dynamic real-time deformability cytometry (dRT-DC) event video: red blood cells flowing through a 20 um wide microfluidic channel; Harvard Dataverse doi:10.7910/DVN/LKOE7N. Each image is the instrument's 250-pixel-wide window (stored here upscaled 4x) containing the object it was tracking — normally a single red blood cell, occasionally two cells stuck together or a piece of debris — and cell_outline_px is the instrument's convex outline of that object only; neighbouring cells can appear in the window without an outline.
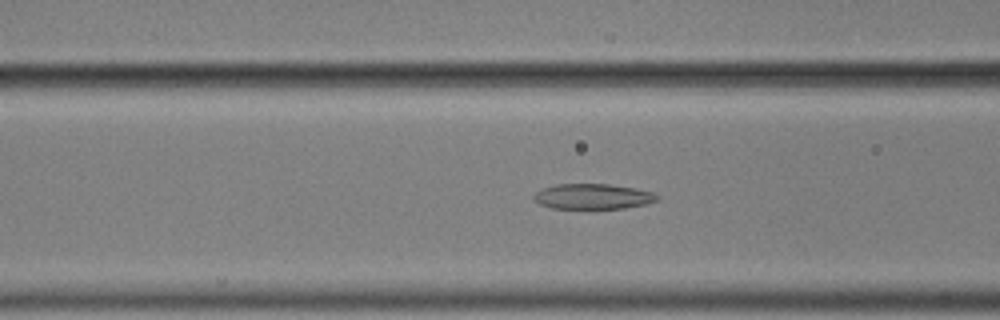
{"species": "common noctule bat (a hibernating species)", "species_latin": "Nyctalus noctula", "temperature_condition": "cold", "stored_images_in_passage": 56, "camera_frame_rate_fps": 3000, "um_per_image_px": 0.085, "animal": {"sex": "male", "body_mass_g": 17.9}, "frame": {"image": 1, "passage_image": 22, "time_ms": 7.0, "image_size_px": [1000, 320], "cell_outline_px": [[660, 200], [644, 204], [624, 208], [552, 208], [540, 204], [532, 196], [540, 188], [556, 184], [608, 184], [636, 188], [652, 192], [660, 196]], "centroid_in_image_um": [50.4, 16.69], "position_along_channel_um": 116.2, "area_um2": 18.21}}
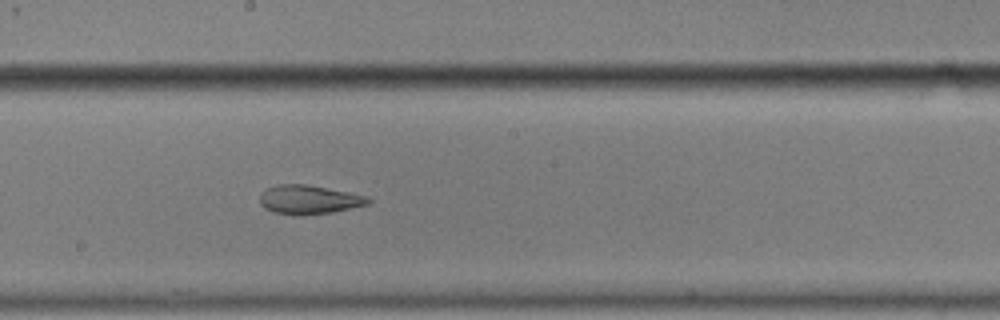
{"frame": {"image": 2, "passage_image": 31, "time_ms": 10.0, "image_size_px": [1000, 320], "cell_outline_px": [[372, 200], [368, 204], [332, 212], [304, 216], [272, 212], [264, 208], [260, 204], [260, 192], [264, 188], [276, 184], [304, 184], [348, 192], [368, 196]], "centroid_in_image_um": [26.21, 16.97], "position_along_channel_um": 222.0, "area_um2": 18.44}}
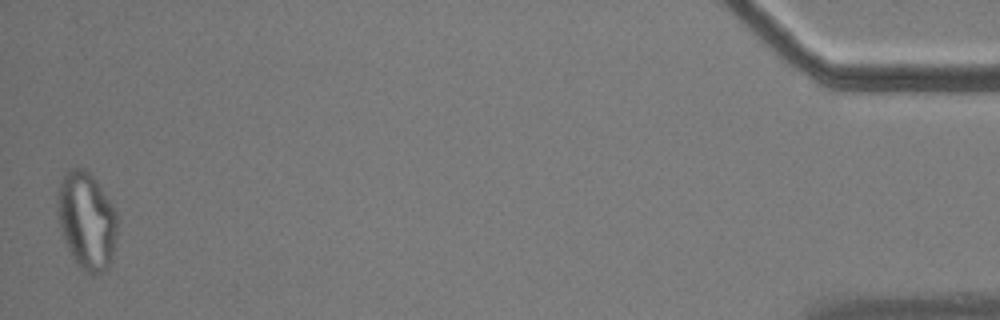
{"frame": {"image": 3, "passage_image": 56, "time_ms": 18.333, "image_size_px": [1000, 320], "cell_outline_px": [[116, 236], [112, 260], [108, 268], [92, 276], [84, 272], [76, 264], [68, 248], [56, 212], [56, 200], [60, 180], [64, 172], [68, 168], [84, 168], [96, 180], [116, 212]], "centroid_in_image_um": [7.34, 18.75], "position_along_channel_um": 427.9, "area_um2": 33.99}, "authors_computed_cell_mechanics": {"area_um2": 20.9814, "velocity_mm_per_s": 3.5227, "shape_relaxation_time_tau1_ms": null, "shape_relaxation_time_tau2_ms": 2.934, "deformation_change_tau1": null, "deformation_change_tau2": 0.1055}}